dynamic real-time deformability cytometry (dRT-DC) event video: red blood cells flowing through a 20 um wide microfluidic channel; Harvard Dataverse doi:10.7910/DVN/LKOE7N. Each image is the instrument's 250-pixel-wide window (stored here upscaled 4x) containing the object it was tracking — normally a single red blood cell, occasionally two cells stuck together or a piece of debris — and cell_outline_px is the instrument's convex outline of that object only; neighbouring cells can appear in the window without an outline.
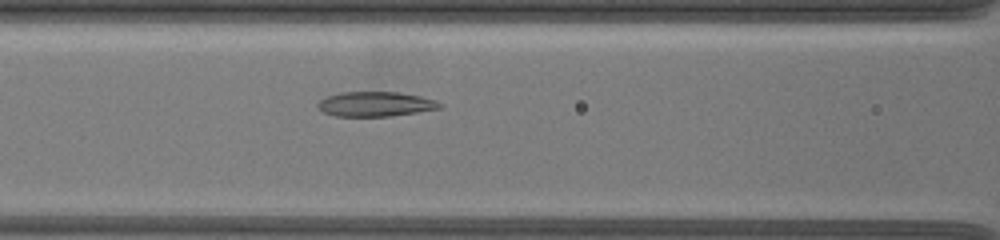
{"species": "common noctule bat (a hibernating species)", "species_latin": "Nyctalus noctula", "temperature_condition": "warm", "stored_images_in_passage": 50, "segment_of_instrument_passage": [2, 3], "camera_frame_rate_fps": 3000, "um_per_image_px": 0.085, "animal": {"sex": "female", "body_mass_g": 19.5, "forearm_length_mm": 54.1}, "frame": {"image": 1, "passage_image": 20, "time_ms": 6.333, "image_size_px": [1000, 240], "cell_outline_px": [[444, 104], [440, 108], [416, 112], [388, 116], [336, 116], [324, 112], [316, 108], [316, 104], [320, 100], [328, 96], [340, 92], [396, 92], [420, 96], [436, 100]], "centroid_in_image_um": [31.89, 8.84], "position_along_channel_um": 134.7, "area_um2": 17.51}}
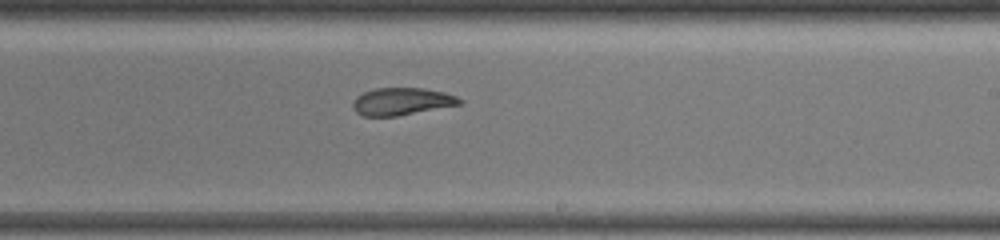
{"frame": {"image": 2, "passage_image": 30, "time_ms": 9.667, "image_size_px": [1000, 240], "cell_outline_px": [[464, 100], [460, 104], [396, 116], [360, 116], [352, 108], [352, 104], [356, 96], [364, 92], [376, 88], [424, 88], [444, 92], [456, 96]], "centroid_in_image_um": [34.11, 8.62], "position_along_channel_um": 254.9, "area_um2": 16.99}}
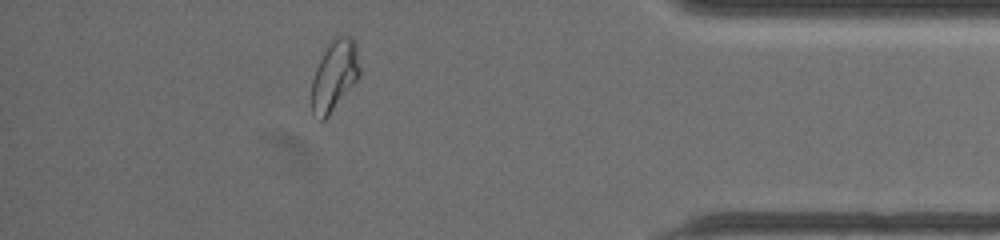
{"frame": {"image": 3, "passage_image": 45, "time_ms": 14.667, "image_size_px": [1000, 240], "cell_outline_px": [[360, 76], [328, 116], [324, 120], [320, 120], [312, 112], [312, 80], [316, 68], [328, 44], [340, 32], [352, 36], [356, 40], [360, 68]], "centroid_in_image_um": [28.46, 6.35], "position_along_channel_um": 406.7, "area_um2": 19.88}}